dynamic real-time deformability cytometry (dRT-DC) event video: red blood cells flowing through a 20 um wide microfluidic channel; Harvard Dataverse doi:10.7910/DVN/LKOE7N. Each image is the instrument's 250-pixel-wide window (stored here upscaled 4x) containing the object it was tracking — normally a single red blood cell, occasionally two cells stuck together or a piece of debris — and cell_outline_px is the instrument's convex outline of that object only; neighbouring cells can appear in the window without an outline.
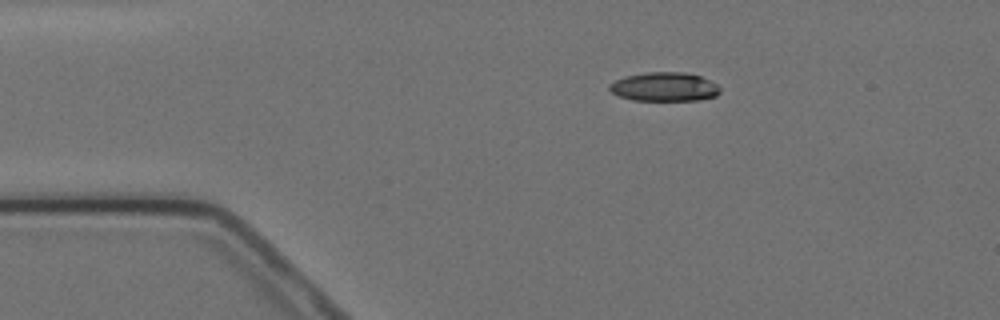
{"species": "Egyptian fruit bat (a non-hibernating species)", "species_latin": "Rousettus aegyptiacus", "temperature_condition": "cold", "stored_images_in_passage": 8, "camera_frame_rate_fps": 3000, "um_per_image_px": 0.085, "animal": {"sex": "female"}, "frame": {"image": 1, "passage_image": 1, "time_ms": 0.0, "image_size_px": [1000, 320], "cell_outline_px": [[720, 92], [716, 96], [700, 100], [632, 100], [620, 96], [612, 92], [608, 88], [608, 84], [624, 76], [644, 72], [684, 72], [700, 76], [716, 84], [720, 88]], "centroid_in_image_um": [56.46, 7.37], "position_along_channel_um": 28.5, "area_um2": 18.67}}
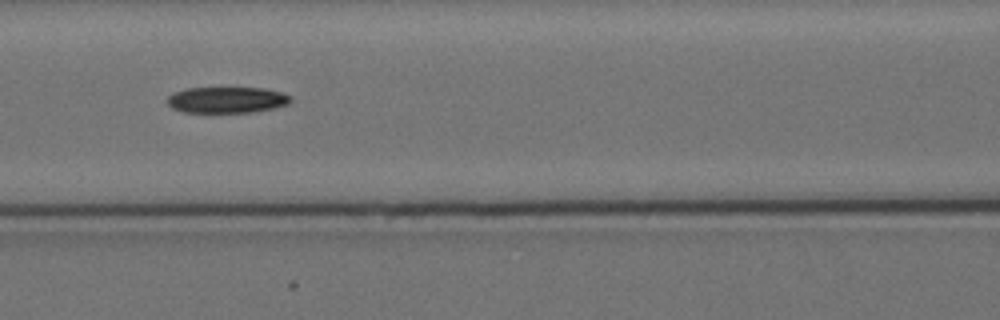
{"frame": {"image": 2, "passage_image": 5, "time_ms": 4.667, "image_size_px": [1000, 320], "cell_outline_px": [[292, 100], [288, 104], [272, 108], [252, 112], [184, 112], [172, 108], [168, 104], [168, 96], [172, 92], [184, 88], [264, 88], [280, 92], [288, 96]], "centroid_in_image_um": [19.23, 8.48], "position_along_channel_um": 147.4, "area_um2": 18.67}}
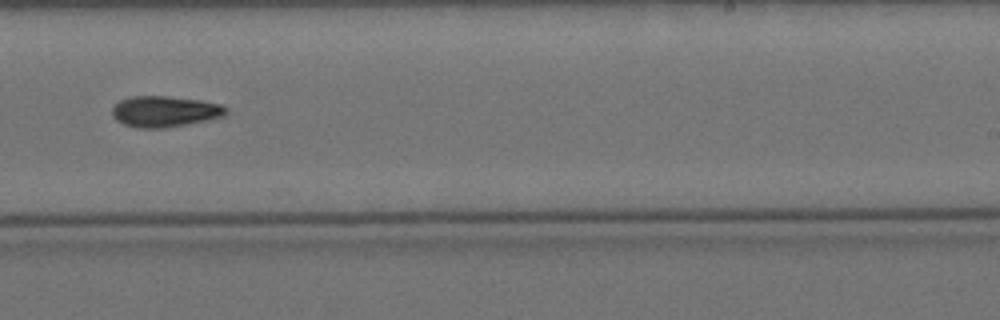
{"frame": {"image": 3, "passage_image": 8, "time_ms": 8.333, "image_size_px": [1000, 320], "cell_outline_px": [[228, 112], [224, 116], [208, 120], [188, 124], [164, 128], [136, 128], [124, 124], [116, 120], [112, 116], [112, 108], [120, 100], [132, 96], [168, 96], [200, 100], [220, 104], [228, 108]], "centroid_in_image_um": [14.01, 9.48], "position_along_channel_um": 275.0, "area_um2": 20.69}}